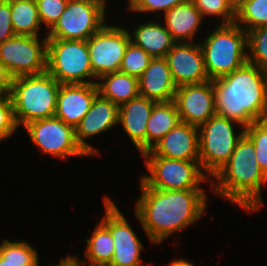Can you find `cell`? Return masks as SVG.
<instances>
[{"instance_id": "e0dca14e", "label": "cell", "mask_w": 267, "mask_h": 266, "mask_svg": "<svg viewBox=\"0 0 267 266\" xmlns=\"http://www.w3.org/2000/svg\"><path fill=\"white\" fill-rule=\"evenodd\" d=\"M97 94L96 83L60 84L54 116L75 128L90 110Z\"/></svg>"}, {"instance_id": "ab89813d", "label": "cell", "mask_w": 267, "mask_h": 266, "mask_svg": "<svg viewBox=\"0 0 267 266\" xmlns=\"http://www.w3.org/2000/svg\"><path fill=\"white\" fill-rule=\"evenodd\" d=\"M81 266H85L84 262L81 261ZM86 266H107V265H91V264H87Z\"/></svg>"}, {"instance_id": "4fadbf2b", "label": "cell", "mask_w": 267, "mask_h": 266, "mask_svg": "<svg viewBox=\"0 0 267 266\" xmlns=\"http://www.w3.org/2000/svg\"><path fill=\"white\" fill-rule=\"evenodd\" d=\"M105 215L101 223L110 231L114 241V256L108 266H141L143 245L114 201L105 196Z\"/></svg>"}, {"instance_id": "e575fe53", "label": "cell", "mask_w": 267, "mask_h": 266, "mask_svg": "<svg viewBox=\"0 0 267 266\" xmlns=\"http://www.w3.org/2000/svg\"><path fill=\"white\" fill-rule=\"evenodd\" d=\"M186 0H128L127 9L132 12L150 13L162 12L165 14L168 10Z\"/></svg>"}, {"instance_id": "30bf717a", "label": "cell", "mask_w": 267, "mask_h": 266, "mask_svg": "<svg viewBox=\"0 0 267 266\" xmlns=\"http://www.w3.org/2000/svg\"><path fill=\"white\" fill-rule=\"evenodd\" d=\"M15 35L0 43V63L15 78L37 75L47 69V37Z\"/></svg>"}, {"instance_id": "f35d334b", "label": "cell", "mask_w": 267, "mask_h": 266, "mask_svg": "<svg viewBox=\"0 0 267 266\" xmlns=\"http://www.w3.org/2000/svg\"><path fill=\"white\" fill-rule=\"evenodd\" d=\"M167 266H195L192 262L185 260L184 258H179L172 260Z\"/></svg>"}, {"instance_id": "5b68a950", "label": "cell", "mask_w": 267, "mask_h": 266, "mask_svg": "<svg viewBox=\"0 0 267 266\" xmlns=\"http://www.w3.org/2000/svg\"><path fill=\"white\" fill-rule=\"evenodd\" d=\"M200 45L210 80L224 77L247 62V32L238 24H219Z\"/></svg>"}, {"instance_id": "8fae6325", "label": "cell", "mask_w": 267, "mask_h": 266, "mask_svg": "<svg viewBox=\"0 0 267 266\" xmlns=\"http://www.w3.org/2000/svg\"><path fill=\"white\" fill-rule=\"evenodd\" d=\"M23 128L29 134L31 142L44 154L63 160L70 156H88L76 141L75 128L56 116L32 121Z\"/></svg>"}, {"instance_id": "f1b7e54d", "label": "cell", "mask_w": 267, "mask_h": 266, "mask_svg": "<svg viewBox=\"0 0 267 266\" xmlns=\"http://www.w3.org/2000/svg\"><path fill=\"white\" fill-rule=\"evenodd\" d=\"M247 62L267 70V26L247 32Z\"/></svg>"}, {"instance_id": "ba28073f", "label": "cell", "mask_w": 267, "mask_h": 266, "mask_svg": "<svg viewBox=\"0 0 267 266\" xmlns=\"http://www.w3.org/2000/svg\"><path fill=\"white\" fill-rule=\"evenodd\" d=\"M46 71L60 84L97 82L92 80L96 77L91 68L87 41L47 38Z\"/></svg>"}, {"instance_id": "9c48e42d", "label": "cell", "mask_w": 267, "mask_h": 266, "mask_svg": "<svg viewBox=\"0 0 267 266\" xmlns=\"http://www.w3.org/2000/svg\"><path fill=\"white\" fill-rule=\"evenodd\" d=\"M106 0H68L47 38L87 41L106 21Z\"/></svg>"}, {"instance_id": "d4e9b609", "label": "cell", "mask_w": 267, "mask_h": 266, "mask_svg": "<svg viewBox=\"0 0 267 266\" xmlns=\"http://www.w3.org/2000/svg\"><path fill=\"white\" fill-rule=\"evenodd\" d=\"M15 35L39 36L42 24L36 0H8Z\"/></svg>"}, {"instance_id": "277c9868", "label": "cell", "mask_w": 267, "mask_h": 266, "mask_svg": "<svg viewBox=\"0 0 267 266\" xmlns=\"http://www.w3.org/2000/svg\"><path fill=\"white\" fill-rule=\"evenodd\" d=\"M60 83L47 71L13 78L10 98L18 126L55 115Z\"/></svg>"}, {"instance_id": "836d02e7", "label": "cell", "mask_w": 267, "mask_h": 266, "mask_svg": "<svg viewBox=\"0 0 267 266\" xmlns=\"http://www.w3.org/2000/svg\"><path fill=\"white\" fill-rule=\"evenodd\" d=\"M18 128L10 96H0V142L12 136Z\"/></svg>"}, {"instance_id": "ffe728a7", "label": "cell", "mask_w": 267, "mask_h": 266, "mask_svg": "<svg viewBox=\"0 0 267 266\" xmlns=\"http://www.w3.org/2000/svg\"><path fill=\"white\" fill-rule=\"evenodd\" d=\"M156 101L138 95L120 105V123L136 150L146 152L147 122Z\"/></svg>"}, {"instance_id": "4316f807", "label": "cell", "mask_w": 267, "mask_h": 266, "mask_svg": "<svg viewBox=\"0 0 267 266\" xmlns=\"http://www.w3.org/2000/svg\"><path fill=\"white\" fill-rule=\"evenodd\" d=\"M37 249L27 241H9L0 244V266H39Z\"/></svg>"}, {"instance_id": "f546056e", "label": "cell", "mask_w": 267, "mask_h": 266, "mask_svg": "<svg viewBox=\"0 0 267 266\" xmlns=\"http://www.w3.org/2000/svg\"><path fill=\"white\" fill-rule=\"evenodd\" d=\"M203 19L206 16L220 17L219 24L234 23L236 0H192Z\"/></svg>"}, {"instance_id": "7c38bea8", "label": "cell", "mask_w": 267, "mask_h": 266, "mask_svg": "<svg viewBox=\"0 0 267 266\" xmlns=\"http://www.w3.org/2000/svg\"><path fill=\"white\" fill-rule=\"evenodd\" d=\"M131 37L129 30L119 25H104L87 40L91 68L96 79L118 72Z\"/></svg>"}, {"instance_id": "cb8c5ba5", "label": "cell", "mask_w": 267, "mask_h": 266, "mask_svg": "<svg viewBox=\"0 0 267 266\" xmlns=\"http://www.w3.org/2000/svg\"><path fill=\"white\" fill-rule=\"evenodd\" d=\"M179 122L180 117L174 100L156 102L147 122L146 151L150 150Z\"/></svg>"}, {"instance_id": "2e32d148", "label": "cell", "mask_w": 267, "mask_h": 266, "mask_svg": "<svg viewBox=\"0 0 267 266\" xmlns=\"http://www.w3.org/2000/svg\"><path fill=\"white\" fill-rule=\"evenodd\" d=\"M120 123V106L111 100L95 96L90 110L75 127V137L80 148L88 155H96L97 148L92 147L87 140L90 137L112 129Z\"/></svg>"}, {"instance_id": "d6986e66", "label": "cell", "mask_w": 267, "mask_h": 266, "mask_svg": "<svg viewBox=\"0 0 267 266\" xmlns=\"http://www.w3.org/2000/svg\"><path fill=\"white\" fill-rule=\"evenodd\" d=\"M139 95L156 102L174 100L177 86L165 57H155L138 78Z\"/></svg>"}, {"instance_id": "ac0fdd59", "label": "cell", "mask_w": 267, "mask_h": 266, "mask_svg": "<svg viewBox=\"0 0 267 266\" xmlns=\"http://www.w3.org/2000/svg\"><path fill=\"white\" fill-rule=\"evenodd\" d=\"M150 150L164 158L199 161L198 127L180 121Z\"/></svg>"}, {"instance_id": "6da1fadb", "label": "cell", "mask_w": 267, "mask_h": 266, "mask_svg": "<svg viewBox=\"0 0 267 266\" xmlns=\"http://www.w3.org/2000/svg\"><path fill=\"white\" fill-rule=\"evenodd\" d=\"M139 184L134 212L152 244L195 224L207 208L204 190H156L142 180Z\"/></svg>"}, {"instance_id": "603a6c76", "label": "cell", "mask_w": 267, "mask_h": 266, "mask_svg": "<svg viewBox=\"0 0 267 266\" xmlns=\"http://www.w3.org/2000/svg\"><path fill=\"white\" fill-rule=\"evenodd\" d=\"M98 93L120 106L139 95L138 78L123 72L107 73L98 78Z\"/></svg>"}, {"instance_id": "7a4b0ae2", "label": "cell", "mask_w": 267, "mask_h": 266, "mask_svg": "<svg viewBox=\"0 0 267 266\" xmlns=\"http://www.w3.org/2000/svg\"><path fill=\"white\" fill-rule=\"evenodd\" d=\"M216 114L244 127L267 120V70L246 62L213 80Z\"/></svg>"}, {"instance_id": "5bb4252c", "label": "cell", "mask_w": 267, "mask_h": 266, "mask_svg": "<svg viewBox=\"0 0 267 266\" xmlns=\"http://www.w3.org/2000/svg\"><path fill=\"white\" fill-rule=\"evenodd\" d=\"M174 101L181 122L199 127L216 115L212 80L177 87Z\"/></svg>"}, {"instance_id": "7402d4cb", "label": "cell", "mask_w": 267, "mask_h": 266, "mask_svg": "<svg viewBox=\"0 0 267 266\" xmlns=\"http://www.w3.org/2000/svg\"><path fill=\"white\" fill-rule=\"evenodd\" d=\"M129 31L131 42L141 47L151 57H165L176 43L165 25L155 21L146 22Z\"/></svg>"}, {"instance_id": "9a60e30c", "label": "cell", "mask_w": 267, "mask_h": 266, "mask_svg": "<svg viewBox=\"0 0 267 266\" xmlns=\"http://www.w3.org/2000/svg\"><path fill=\"white\" fill-rule=\"evenodd\" d=\"M177 87L209 79L200 43L176 42L165 56Z\"/></svg>"}, {"instance_id": "d590c367", "label": "cell", "mask_w": 267, "mask_h": 266, "mask_svg": "<svg viewBox=\"0 0 267 266\" xmlns=\"http://www.w3.org/2000/svg\"><path fill=\"white\" fill-rule=\"evenodd\" d=\"M15 36L12 26L10 2L0 0V43Z\"/></svg>"}, {"instance_id": "8992f818", "label": "cell", "mask_w": 267, "mask_h": 266, "mask_svg": "<svg viewBox=\"0 0 267 266\" xmlns=\"http://www.w3.org/2000/svg\"><path fill=\"white\" fill-rule=\"evenodd\" d=\"M234 124L242 126L241 133H235V128L239 127ZM244 130L245 127L239 122L217 114L198 127L199 163L209 178L213 179L212 177L227 163Z\"/></svg>"}, {"instance_id": "d6a6232c", "label": "cell", "mask_w": 267, "mask_h": 266, "mask_svg": "<svg viewBox=\"0 0 267 266\" xmlns=\"http://www.w3.org/2000/svg\"><path fill=\"white\" fill-rule=\"evenodd\" d=\"M41 24L51 29L66 9L68 0H36Z\"/></svg>"}, {"instance_id": "83f0119b", "label": "cell", "mask_w": 267, "mask_h": 266, "mask_svg": "<svg viewBox=\"0 0 267 266\" xmlns=\"http://www.w3.org/2000/svg\"><path fill=\"white\" fill-rule=\"evenodd\" d=\"M234 23L246 32L267 26V0H236Z\"/></svg>"}, {"instance_id": "44dd1931", "label": "cell", "mask_w": 267, "mask_h": 266, "mask_svg": "<svg viewBox=\"0 0 267 266\" xmlns=\"http://www.w3.org/2000/svg\"><path fill=\"white\" fill-rule=\"evenodd\" d=\"M163 15L165 27L175 42H192L204 20L192 0L176 5Z\"/></svg>"}, {"instance_id": "1f68e13d", "label": "cell", "mask_w": 267, "mask_h": 266, "mask_svg": "<svg viewBox=\"0 0 267 266\" xmlns=\"http://www.w3.org/2000/svg\"><path fill=\"white\" fill-rule=\"evenodd\" d=\"M244 133L254 144L256 159L267 176V120L256 121L245 127Z\"/></svg>"}, {"instance_id": "484cf974", "label": "cell", "mask_w": 267, "mask_h": 266, "mask_svg": "<svg viewBox=\"0 0 267 266\" xmlns=\"http://www.w3.org/2000/svg\"><path fill=\"white\" fill-rule=\"evenodd\" d=\"M86 242L83 262L107 266L111 263L114 256V241L110 231L101 222L96 225Z\"/></svg>"}, {"instance_id": "52a82bcc", "label": "cell", "mask_w": 267, "mask_h": 266, "mask_svg": "<svg viewBox=\"0 0 267 266\" xmlns=\"http://www.w3.org/2000/svg\"><path fill=\"white\" fill-rule=\"evenodd\" d=\"M148 175L140 178L156 190H204L200 185L211 180L202 172L199 161L175 160L156 156L151 150L144 152Z\"/></svg>"}, {"instance_id": "4dcf8cb0", "label": "cell", "mask_w": 267, "mask_h": 266, "mask_svg": "<svg viewBox=\"0 0 267 266\" xmlns=\"http://www.w3.org/2000/svg\"><path fill=\"white\" fill-rule=\"evenodd\" d=\"M152 58L141 47L130 41L126 47L119 71L139 78Z\"/></svg>"}, {"instance_id": "74e56055", "label": "cell", "mask_w": 267, "mask_h": 266, "mask_svg": "<svg viewBox=\"0 0 267 266\" xmlns=\"http://www.w3.org/2000/svg\"><path fill=\"white\" fill-rule=\"evenodd\" d=\"M51 266H81V260L78 259L77 256L73 257L69 254L65 258H62L60 263Z\"/></svg>"}, {"instance_id": "3957f363", "label": "cell", "mask_w": 267, "mask_h": 266, "mask_svg": "<svg viewBox=\"0 0 267 266\" xmlns=\"http://www.w3.org/2000/svg\"><path fill=\"white\" fill-rule=\"evenodd\" d=\"M213 178L217 182L210 181L211 191L239 205L245 212H256L264 205L261 191L262 185L267 183V176L256 159L253 142L245 133L227 163Z\"/></svg>"}, {"instance_id": "8d00e7d4", "label": "cell", "mask_w": 267, "mask_h": 266, "mask_svg": "<svg viewBox=\"0 0 267 266\" xmlns=\"http://www.w3.org/2000/svg\"><path fill=\"white\" fill-rule=\"evenodd\" d=\"M13 77L10 75L5 66L0 63V96L10 94Z\"/></svg>"}]
</instances>
